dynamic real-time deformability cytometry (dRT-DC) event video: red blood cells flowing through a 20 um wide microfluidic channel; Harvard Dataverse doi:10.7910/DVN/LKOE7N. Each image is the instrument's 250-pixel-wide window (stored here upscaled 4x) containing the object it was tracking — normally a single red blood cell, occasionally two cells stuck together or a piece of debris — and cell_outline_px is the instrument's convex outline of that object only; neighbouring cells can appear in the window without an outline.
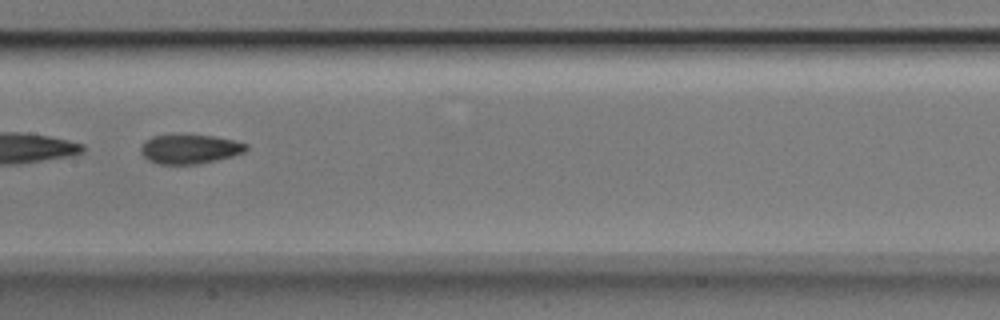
{"species": "Egyptian fruit bat (a non-hibernating species)", "species_latin": "Rousettus aegyptiacus", "temperature_condition": "room temperature", "stored_images_in_passage": 37, "segment_of_instrument_passage": [2, 2], "camera_frame_rate_fps": 3000, "um_per_image_px": 0.085, "animal": {"sex": "male"}, "frame": {"image": 1, "passage_image": 26, "time_ms": 8.333, "image_size_px": [1000, 320], "cell_outline_px": [[248, 148], [244, 152], [232, 156], [200, 164], [160, 164], [148, 160], [140, 152], [140, 148], [152, 136], [172, 132], [180, 132], [212, 136], [232, 140], [248, 144]], "centroid_in_image_um": [16.11, 12.63], "position_along_channel_um": 191.3, "area_um2": 18.5}}
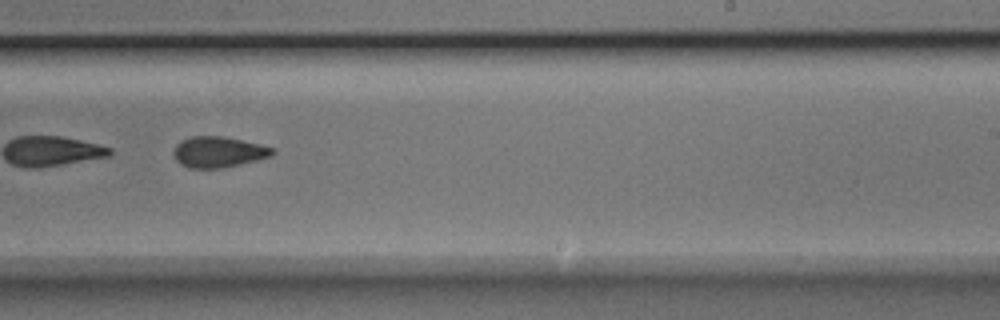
{"frame": {"image": 2, "passage_image": 32, "time_ms": 10.333, "image_size_px": [1000, 320], "cell_outline_px": [[276, 152], [272, 156], [240, 164], [220, 168], [188, 168], [180, 164], [176, 160], [172, 152], [176, 144], [180, 140], [192, 136], [224, 136], [260, 144], [276, 148]], "centroid_in_image_um": [18.56, 12.91], "position_along_channel_um": 270.4, "area_um2": 17.98}}